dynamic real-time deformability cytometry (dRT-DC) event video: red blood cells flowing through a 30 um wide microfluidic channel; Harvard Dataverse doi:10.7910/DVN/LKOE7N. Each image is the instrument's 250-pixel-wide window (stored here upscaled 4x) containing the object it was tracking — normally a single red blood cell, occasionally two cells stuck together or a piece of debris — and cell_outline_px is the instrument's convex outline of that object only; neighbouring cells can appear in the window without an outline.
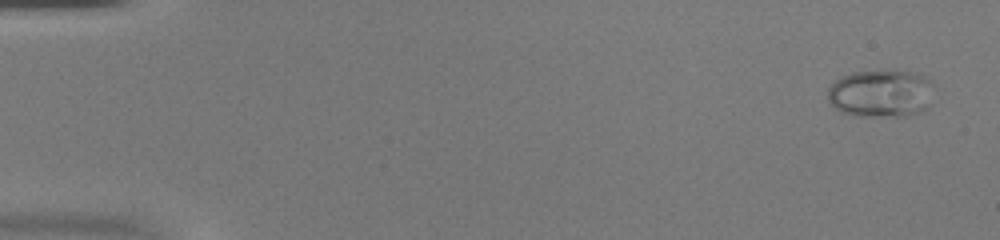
{"species": "common noctule bat (a hibernating species)", "species_latin": "Nyctalus noctula", "temperature_condition": "warm", "stored_images_in_passage": 52, "camera_frame_rate_fps": 3000, "um_per_image_px": 0.085, "animal": {"sex": "female", "body_mass_g": 20.0, "forearm_length_mm": 54.0}, "frame": {"image": 1, "passage_image": 1, "time_ms": 0.0, "image_size_px": [1000, 240], "cell_outline_px": [[932, 80], [924, 108], [920, 112], [904, 116], [856, 116], [840, 112], [828, 100], [828, 88], [840, 76], [852, 72], [916, 72]], "centroid_in_image_um": [74.79, 7.95], "position_along_channel_um": 10.2, "area_um2": 28.78}}
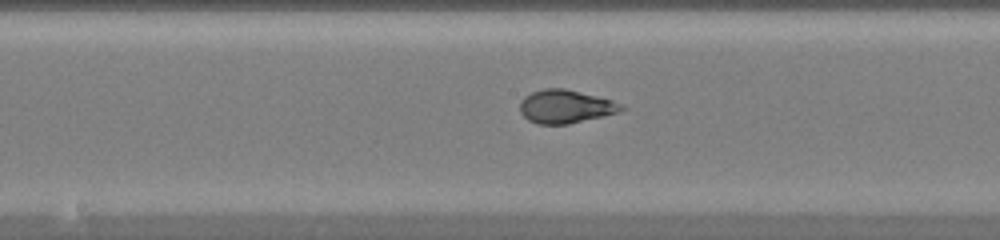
{"frame": {"image": 2, "passage_image": 27, "time_ms": 8.667, "image_size_px": [1000, 240], "cell_outline_px": [[628, 108], [620, 112], [604, 116], [568, 124], [536, 124], [528, 120], [520, 112], [520, 100], [524, 96], [532, 92], [544, 88], [564, 88], [612, 100]], "centroid_in_image_um": [48.06, 9.06], "position_along_channel_um": 200.1, "area_um2": 19.77}}
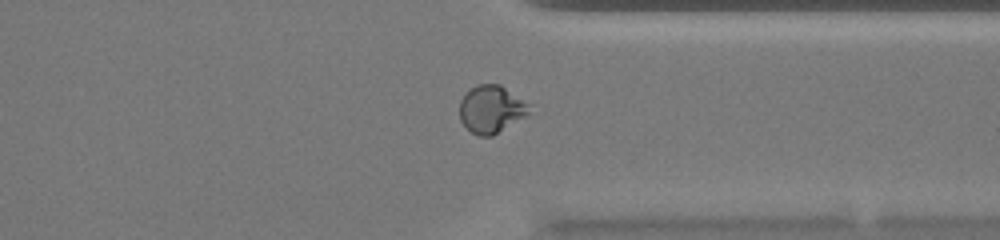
{"frame": {"image": 3, "passage_image": 40, "time_ms": 13.0, "image_size_px": [1000, 240], "cell_outline_px": [[528, 112], [524, 116], [492, 136], [480, 136], [472, 132], [460, 120], [460, 100], [476, 84], [500, 84], [528, 104]], "centroid_in_image_um": [41.71, 9.27], "position_along_channel_um": 369.7, "area_um2": 18.67}, "authors_computed_cell_mechanics": {"area_um2": 20.0855, "velocity_mm_per_s": 3.9273, "shape_relaxation_time_tau1_ms": 8.4929, "shape_relaxation_time_tau2_ms": null, "deformation_change_tau1": 0.3135, "deformation_change_tau2": null}}